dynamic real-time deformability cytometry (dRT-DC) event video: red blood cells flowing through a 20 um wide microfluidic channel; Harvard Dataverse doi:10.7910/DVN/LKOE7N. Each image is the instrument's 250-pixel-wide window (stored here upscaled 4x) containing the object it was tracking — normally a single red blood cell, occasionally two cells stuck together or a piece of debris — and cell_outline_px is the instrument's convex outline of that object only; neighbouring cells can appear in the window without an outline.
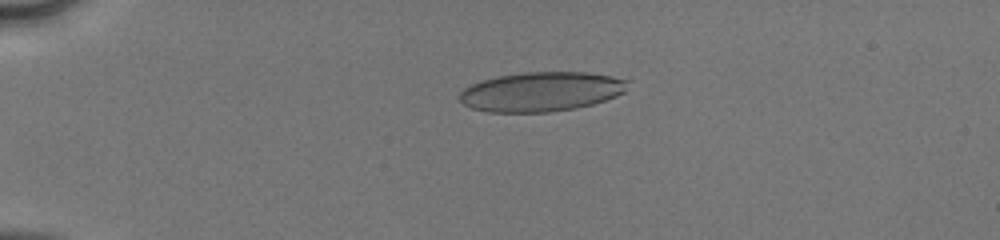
{"species": "human", "species_latin": "Homo sapiens", "temperature_condition": "cold", "stored_images_in_passage": 51, "camera_frame_rate_fps": 3000, "um_per_image_px": 0.085, "donor": {"sex": "male"}, "frame": {"image": 1, "passage_image": 13, "time_ms": 4.0, "image_size_px": [1000, 240], "cell_outline_px": [[628, 80], [624, 92], [616, 96], [592, 104], [576, 108], [548, 112], [488, 112], [472, 108], [464, 104], [460, 100], [460, 92], [464, 88], [480, 80], [496, 76], [524, 72], [588, 72], [612, 76]], "centroid_in_image_um": [45.99, 7.78], "position_along_channel_um": 39.0, "area_um2": 38.67}}
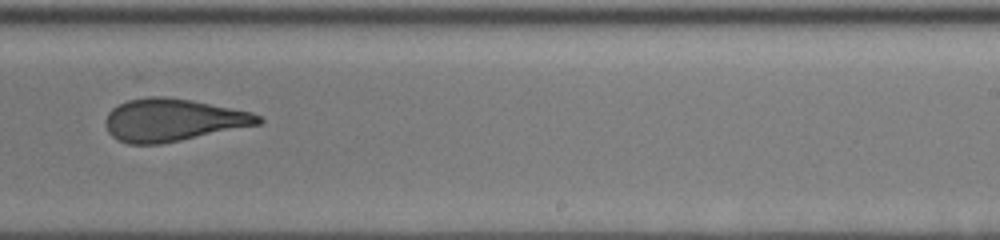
{"frame": {"image": 2, "passage_image": 34, "time_ms": 11.0, "image_size_px": [1000, 240], "cell_outline_px": [[264, 120], [260, 124], [160, 144], [128, 144], [116, 140], [108, 132], [104, 124], [104, 120], [108, 112], [112, 108], [128, 100], [152, 96], [164, 96], [192, 100], [252, 112], [260, 116]], "centroid_in_image_um": [14.65, 10.2], "position_along_channel_um": 274.3, "area_um2": 37.86}}
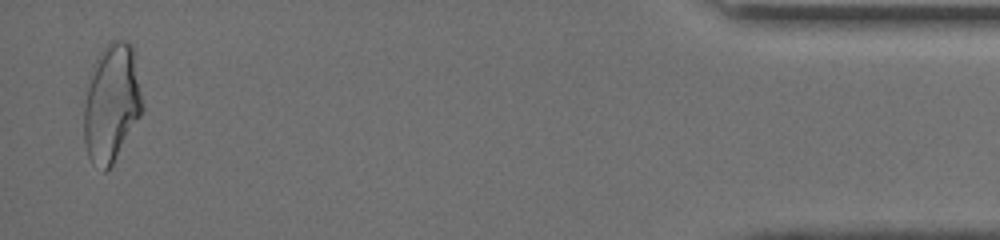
{"frame": {"image": 3, "passage_image": 50, "time_ms": 16.333, "image_size_px": [1000, 240], "cell_outline_px": [[144, 108], [140, 116], [112, 164], [104, 172], [92, 164], [88, 156], [84, 144], [84, 104], [88, 88], [96, 60], [100, 52], [112, 40], [128, 40], [132, 44], [144, 104]], "centroid_in_image_um": [9.5, 8.78], "position_along_channel_um": 425.7, "area_um2": 39.88}, "authors_computed_cell_mechanics": {"area_um2": 38.4948, "velocity_mm_per_s": 4.1558, "shape_relaxation_time_tau1_ms": 7.0546, "shape_relaxation_time_tau2_ms": 1.2672, "deformation_change_tau1": 0.1997, "deformation_change_tau2": 0.0939}}